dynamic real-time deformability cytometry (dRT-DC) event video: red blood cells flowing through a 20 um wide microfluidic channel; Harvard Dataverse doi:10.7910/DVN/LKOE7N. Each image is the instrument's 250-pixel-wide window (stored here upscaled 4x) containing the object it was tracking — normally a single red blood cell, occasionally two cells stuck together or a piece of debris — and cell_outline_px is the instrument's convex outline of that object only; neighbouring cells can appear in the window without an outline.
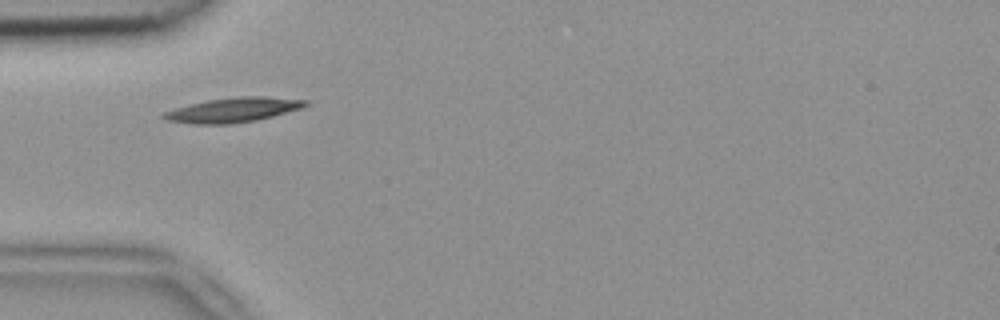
{"species": "common noctule bat (a hibernating species)", "species_latin": "Nyctalus noctula", "temperature_condition": "room temperature", "stored_images_in_passage": 38, "camera_frame_rate_fps": 3000, "um_per_image_px": 0.085, "animal": {"sex": "female", "body_mass_g": 18.4}, "frame": {"image": 1, "passage_image": 2, "time_ms": 0.333, "image_size_px": [1000, 320], "cell_outline_px": [[308, 104], [304, 108], [256, 120], [232, 124], [192, 124], [168, 120], [160, 116], [164, 112], [176, 108], [208, 100], [236, 96], [264, 96], [308, 100]], "centroid_in_image_um": [19.86, 9.34], "position_along_channel_um": 65.1, "area_um2": 20.29}}
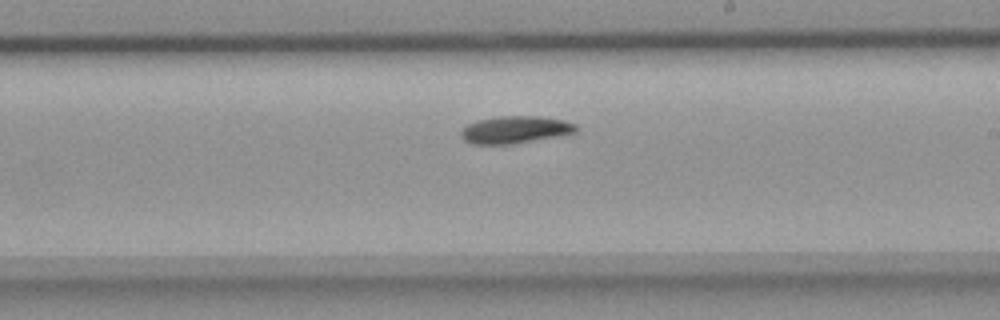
{"frame": {"image": 2, "passage_image": 16, "time_ms": 5.0, "image_size_px": [1000, 320], "cell_outline_px": [[580, 128], [576, 132], [560, 136], [512, 144], [472, 144], [464, 140], [460, 136], [460, 132], [468, 124], [476, 120], [496, 116], [536, 116], [564, 120], [576, 124]], "centroid_in_image_um": [43.8, 11.02], "position_along_channel_um": 245.2, "area_um2": 18.5}}
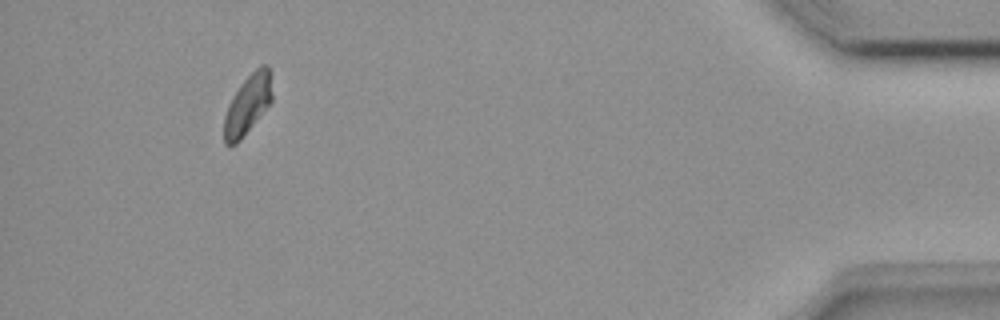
{"frame": {"image": 3, "passage_image": 34, "time_ms": 11.0, "image_size_px": [1000, 320], "cell_outline_px": [[272, 100], [240, 140], [236, 144], [228, 148], [224, 144], [224, 116], [228, 104], [232, 96], [240, 84], [260, 64], [268, 64], [272, 72]], "centroid_in_image_um": [21.05, 8.85], "position_along_channel_um": 414.1, "area_um2": 16.88}, "authors_computed_cell_mechanics": {"area_um2": 17.918, "velocity_mm_per_s": 3.8991, "shape_relaxation_time_tau1_ms": 3.5208, "shape_relaxation_time_tau2_ms": null, "deformation_change_tau1": 0.1241, "deformation_change_tau2": null}}